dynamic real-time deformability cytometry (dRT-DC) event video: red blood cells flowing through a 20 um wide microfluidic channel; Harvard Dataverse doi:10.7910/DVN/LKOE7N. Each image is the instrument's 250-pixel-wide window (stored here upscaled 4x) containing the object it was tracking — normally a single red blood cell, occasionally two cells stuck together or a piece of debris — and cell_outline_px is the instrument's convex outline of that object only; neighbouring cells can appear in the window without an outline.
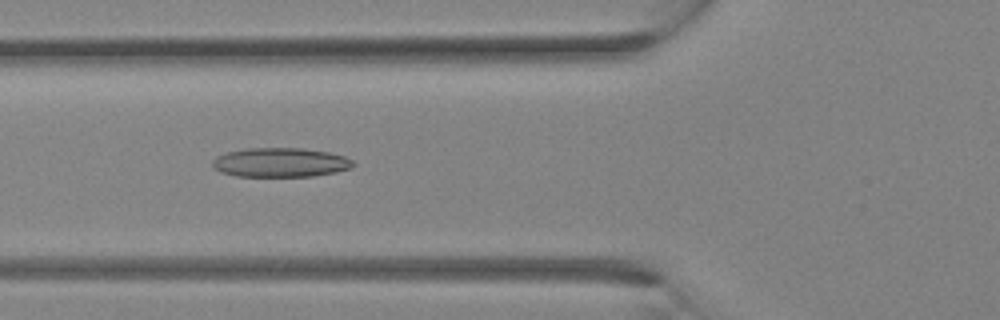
{"species": "Egyptian fruit bat (a non-hibernating species)", "species_latin": "Rousettus aegyptiacus", "temperature_condition": "room temperature", "stored_images_in_passage": 25, "camera_frame_rate_fps": 3000, "um_per_image_px": 0.085, "animal": {"sex": "female"}, "frame": {"image": 1, "passage_image": 5, "time_ms": 1.333, "image_size_px": [1000, 320], "cell_outline_px": [[356, 164], [348, 168], [336, 172], [312, 176], [236, 176], [220, 172], [212, 168], [212, 160], [216, 156], [224, 152], [248, 148], [304, 148], [328, 152], [344, 156], [352, 160]], "centroid_in_image_um": [23.78, 13.8], "position_along_channel_um": 102.0, "area_um2": 24.1}}
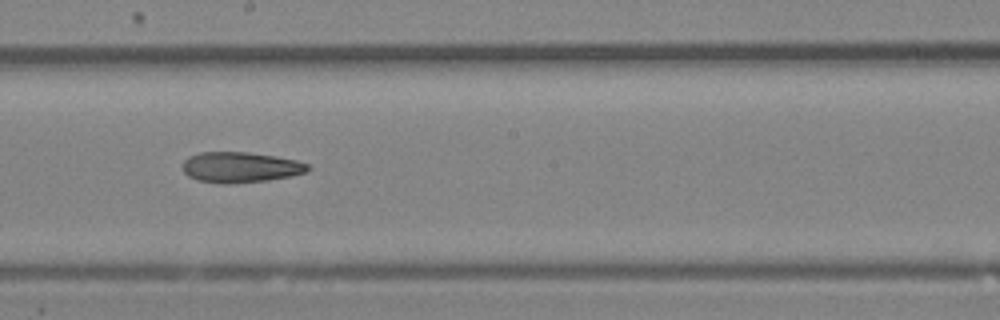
{"frame": {"image": 2, "passage_image": 11, "time_ms": 3.333, "image_size_px": [1000, 320], "cell_outline_px": [[312, 168], [308, 172], [268, 180], [232, 184], [220, 184], [196, 180], [188, 176], [184, 172], [184, 160], [188, 156], [200, 152], [248, 152], [276, 156], [296, 160], [308, 164]], "centroid_in_image_um": [20.44, 14.22], "position_along_channel_um": 227.8, "area_um2": 22.48}}
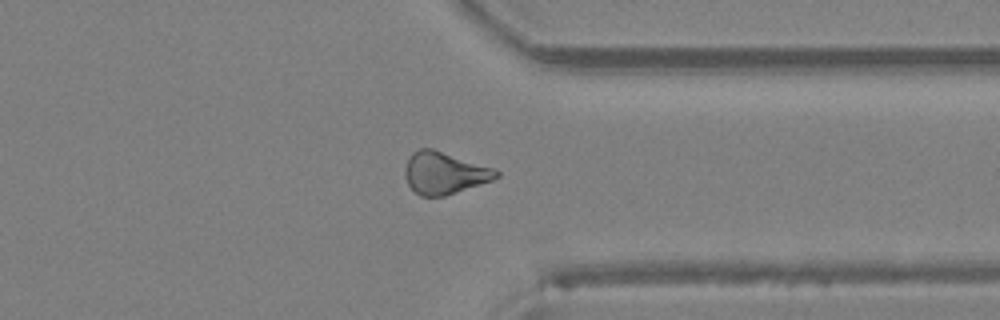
{"frame": {"image": 3, "passage_image": 18, "time_ms": 5.667, "image_size_px": [1000, 320], "cell_outline_px": [[500, 176], [492, 180], [444, 196], [420, 196], [408, 184], [404, 176], [404, 168], [408, 156], [412, 152], [420, 148], [432, 148], [492, 168], [500, 172]], "centroid_in_image_um": [37.72, 14.69], "position_along_channel_um": 373.7, "area_um2": 22.2}}